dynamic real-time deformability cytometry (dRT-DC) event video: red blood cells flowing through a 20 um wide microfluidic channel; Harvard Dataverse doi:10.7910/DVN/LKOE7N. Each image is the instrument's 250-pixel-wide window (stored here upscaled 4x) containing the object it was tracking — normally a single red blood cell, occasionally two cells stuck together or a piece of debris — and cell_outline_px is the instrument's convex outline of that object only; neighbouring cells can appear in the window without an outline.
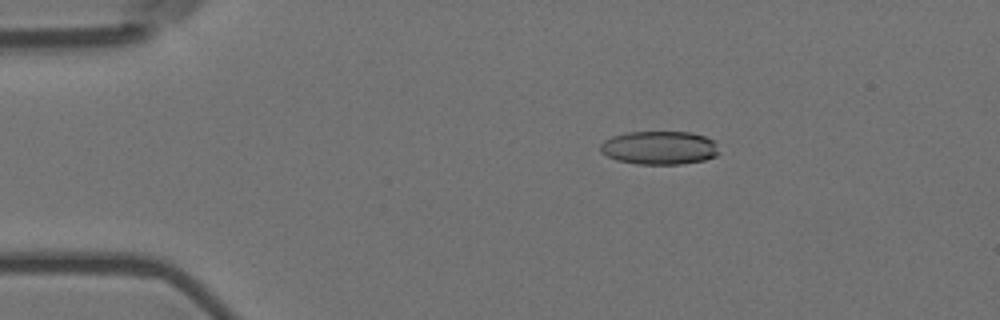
{"species": "Egyptian fruit bat (a non-hibernating species)", "species_latin": "Rousettus aegyptiacus", "temperature_condition": "room temperature", "stored_images_in_passage": 5, "camera_frame_rate_fps": 3000, "um_per_image_px": 0.085, "animal": {"sex": "female"}, "frame": {"image": 1, "passage_image": 3, "time_ms": 0.667, "image_size_px": [1000, 320], "cell_outline_px": [[720, 152], [716, 156], [704, 160], [680, 164], [636, 164], [616, 160], [600, 152], [600, 144], [604, 140], [612, 136], [628, 132], [692, 132], [704, 136], [712, 140], [716, 144]], "centroid_in_image_um": [56.04, 12.56], "position_along_channel_um": 29.0, "area_um2": 23.24}}
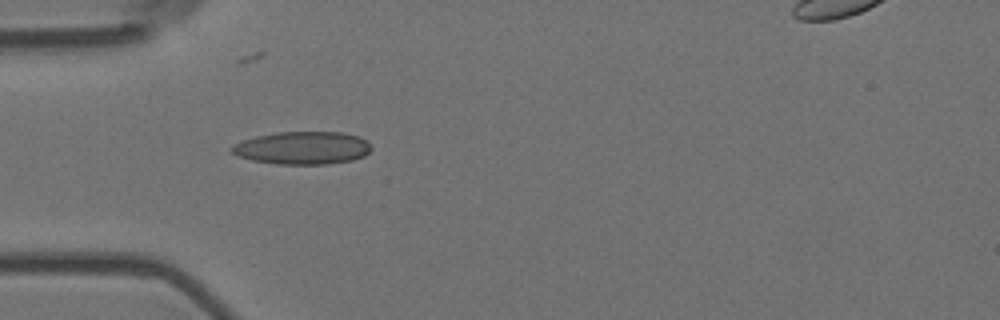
{"frame": {"image": 2, "passage_image": 5, "time_ms": 1.333, "image_size_px": [1000, 320], "cell_outline_px": [[372, 148], [364, 156], [352, 160], [328, 164], [276, 164], [252, 160], [236, 156], [228, 148], [232, 144], [256, 136], [276, 132], [340, 132], [360, 136], [368, 140]], "centroid_in_image_um": [25.71, 12.57], "position_along_channel_um": 59.3, "area_um2": 26.93}}